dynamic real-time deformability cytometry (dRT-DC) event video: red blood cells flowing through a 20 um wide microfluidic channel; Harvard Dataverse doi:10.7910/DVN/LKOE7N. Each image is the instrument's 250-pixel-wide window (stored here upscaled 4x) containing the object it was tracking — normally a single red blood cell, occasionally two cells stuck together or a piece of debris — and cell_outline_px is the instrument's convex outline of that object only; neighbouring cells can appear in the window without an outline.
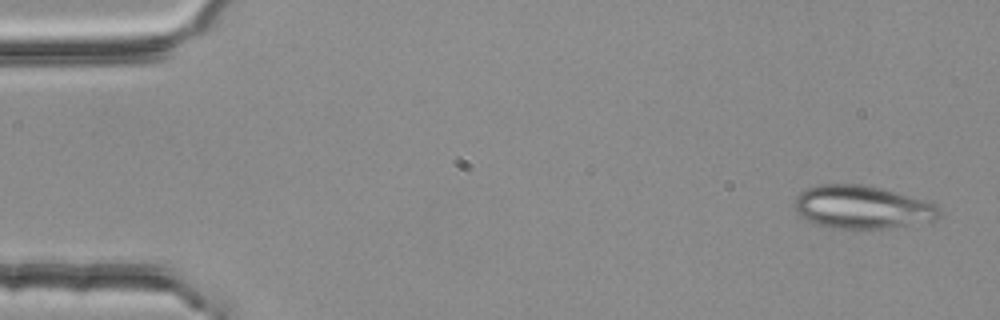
{"species": "common noctule bat (a hibernating species)", "species_latin": "Nyctalus noctula", "temperature_condition": "room temperature", "stored_images_in_passage": 4, "camera_frame_rate_fps": 3000, "um_per_image_px": 0.085, "animal": {"sex": "female", "body_mass_g": 25.1}, "frame": {"image": 1, "passage_image": 1, "time_ms": 0.0, "image_size_px": [1000, 320], "cell_outline_px": [[940, 216], [936, 220], [884, 228], [832, 228], [816, 224], [800, 216], [796, 212], [792, 204], [796, 196], [800, 192], [808, 188], [820, 184], [860, 184], [880, 188], [928, 200], [936, 204], [940, 208]], "centroid_in_image_um": [73.27, 17.6], "position_along_channel_um": 11.7, "area_um2": 36.41}}